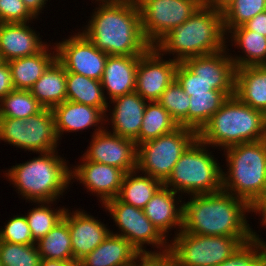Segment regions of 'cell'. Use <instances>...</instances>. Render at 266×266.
Segmentation results:
<instances>
[{"label": "cell", "mask_w": 266, "mask_h": 266, "mask_svg": "<svg viewBox=\"0 0 266 266\" xmlns=\"http://www.w3.org/2000/svg\"><path fill=\"white\" fill-rule=\"evenodd\" d=\"M136 169L125 173L117 198L126 204L143 209L164 185L162 181Z\"/></svg>", "instance_id": "f1b7e54d"}, {"label": "cell", "mask_w": 266, "mask_h": 266, "mask_svg": "<svg viewBox=\"0 0 266 266\" xmlns=\"http://www.w3.org/2000/svg\"><path fill=\"white\" fill-rule=\"evenodd\" d=\"M226 34H228L226 35V43L232 41L234 43L232 46L244 53L242 56H238L229 52L236 68L266 65V37L248 30L244 25L233 28Z\"/></svg>", "instance_id": "4316f807"}, {"label": "cell", "mask_w": 266, "mask_h": 266, "mask_svg": "<svg viewBox=\"0 0 266 266\" xmlns=\"http://www.w3.org/2000/svg\"><path fill=\"white\" fill-rule=\"evenodd\" d=\"M196 138L195 130L178 126L169 133L139 144L136 169L164 183L182 153Z\"/></svg>", "instance_id": "9c48e42d"}, {"label": "cell", "mask_w": 266, "mask_h": 266, "mask_svg": "<svg viewBox=\"0 0 266 266\" xmlns=\"http://www.w3.org/2000/svg\"><path fill=\"white\" fill-rule=\"evenodd\" d=\"M29 23H0V56L3 61L34 55L48 44Z\"/></svg>", "instance_id": "7402d4cb"}, {"label": "cell", "mask_w": 266, "mask_h": 266, "mask_svg": "<svg viewBox=\"0 0 266 266\" xmlns=\"http://www.w3.org/2000/svg\"><path fill=\"white\" fill-rule=\"evenodd\" d=\"M43 108L29 90L14 89L0 101V117L24 120Z\"/></svg>", "instance_id": "e575fe53"}, {"label": "cell", "mask_w": 266, "mask_h": 266, "mask_svg": "<svg viewBox=\"0 0 266 266\" xmlns=\"http://www.w3.org/2000/svg\"><path fill=\"white\" fill-rule=\"evenodd\" d=\"M142 32L154 46L171 29L183 24L201 6L202 0H136Z\"/></svg>", "instance_id": "7c38bea8"}, {"label": "cell", "mask_w": 266, "mask_h": 266, "mask_svg": "<svg viewBox=\"0 0 266 266\" xmlns=\"http://www.w3.org/2000/svg\"><path fill=\"white\" fill-rule=\"evenodd\" d=\"M44 107L52 109L66 101V70L56 59L29 90Z\"/></svg>", "instance_id": "83f0119b"}, {"label": "cell", "mask_w": 266, "mask_h": 266, "mask_svg": "<svg viewBox=\"0 0 266 266\" xmlns=\"http://www.w3.org/2000/svg\"><path fill=\"white\" fill-rule=\"evenodd\" d=\"M266 11V0H234L224 11V30L243 26L257 14Z\"/></svg>", "instance_id": "8d00e7d4"}, {"label": "cell", "mask_w": 266, "mask_h": 266, "mask_svg": "<svg viewBox=\"0 0 266 266\" xmlns=\"http://www.w3.org/2000/svg\"><path fill=\"white\" fill-rule=\"evenodd\" d=\"M140 56L108 55L100 80L106 99L111 101L135 91L136 70Z\"/></svg>", "instance_id": "603a6c76"}, {"label": "cell", "mask_w": 266, "mask_h": 266, "mask_svg": "<svg viewBox=\"0 0 266 266\" xmlns=\"http://www.w3.org/2000/svg\"><path fill=\"white\" fill-rule=\"evenodd\" d=\"M57 201H38L35 208L29 209L25 215L29 228L31 230L32 238L37 242L40 238L48 234L62 219L65 207L51 208ZM50 204V205H49ZM38 205V206H37Z\"/></svg>", "instance_id": "836d02e7"}, {"label": "cell", "mask_w": 266, "mask_h": 266, "mask_svg": "<svg viewBox=\"0 0 266 266\" xmlns=\"http://www.w3.org/2000/svg\"><path fill=\"white\" fill-rule=\"evenodd\" d=\"M139 253L124 238L110 233L92 252L78 262L79 266H131Z\"/></svg>", "instance_id": "d4e9b609"}, {"label": "cell", "mask_w": 266, "mask_h": 266, "mask_svg": "<svg viewBox=\"0 0 266 266\" xmlns=\"http://www.w3.org/2000/svg\"><path fill=\"white\" fill-rule=\"evenodd\" d=\"M177 194L163 185L143 208L146 217L166 239L170 229L176 228L175 237L183 228V198Z\"/></svg>", "instance_id": "44dd1931"}, {"label": "cell", "mask_w": 266, "mask_h": 266, "mask_svg": "<svg viewBox=\"0 0 266 266\" xmlns=\"http://www.w3.org/2000/svg\"><path fill=\"white\" fill-rule=\"evenodd\" d=\"M57 60L66 72H74L100 81L108 54L100 51L82 32L54 43Z\"/></svg>", "instance_id": "4fadbf2b"}, {"label": "cell", "mask_w": 266, "mask_h": 266, "mask_svg": "<svg viewBox=\"0 0 266 266\" xmlns=\"http://www.w3.org/2000/svg\"><path fill=\"white\" fill-rule=\"evenodd\" d=\"M175 79L181 85L183 91L189 96L215 90L211 84L192 73L182 62L178 63Z\"/></svg>", "instance_id": "b9f144b4"}, {"label": "cell", "mask_w": 266, "mask_h": 266, "mask_svg": "<svg viewBox=\"0 0 266 266\" xmlns=\"http://www.w3.org/2000/svg\"><path fill=\"white\" fill-rule=\"evenodd\" d=\"M158 102L169 112L178 126L188 128L190 96L175 79L162 93Z\"/></svg>", "instance_id": "d590c367"}, {"label": "cell", "mask_w": 266, "mask_h": 266, "mask_svg": "<svg viewBox=\"0 0 266 266\" xmlns=\"http://www.w3.org/2000/svg\"><path fill=\"white\" fill-rule=\"evenodd\" d=\"M223 12L201 6L183 24L171 29L154 47L177 62L226 48ZM175 54V55H174Z\"/></svg>", "instance_id": "3957f363"}, {"label": "cell", "mask_w": 266, "mask_h": 266, "mask_svg": "<svg viewBox=\"0 0 266 266\" xmlns=\"http://www.w3.org/2000/svg\"><path fill=\"white\" fill-rule=\"evenodd\" d=\"M51 110L59 140L64 132H82L96 126L93 135L106 129L104 125L107 114L99 108L66 100Z\"/></svg>", "instance_id": "ffe728a7"}, {"label": "cell", "mask_w": 266, "mask_h": 266, "mask_svg": "<svg viewBox=\"0 0 266 266\" xmlns=\"http://www.w3.org/2000/svg\"><path fill=\"white\" fill-rule=\"evenodd\" d=\"M234 0H202V6L223 12Z\"/></svg>", "instance_id": "c3c4849f"}, {"label": "cell", "mask_w": 266, "mask_h": 266, "mask_svg": "<svg viewBox=\"0 0 266 266\" xmlns=\"http://www.w3.org/2000/svg\"><path fill=\"white\" fill-rule=\"evenodd\" d=\"M52 46L49 43L39 53L8 62L14 89H31L33 84L57 59L56 47Z\"/></svg>", "instance_id": "cb8c5ba5"}, {"label": "cell", "mask_w": 266, "mask_h": 266, "mask_svg": "<svg viewBox=\"0 0 266 266\" xmlns=\"http://www.w3.org/2000/svg\"><path fill=\"white\" fill-rule=\"evenodd\" d=\"M257 235L217 266H266V241Z\"/></svg>", "instance_id": "74e56055"}, {"label": "cell", "mask_w": 266, "mask_h": 266, "mask_svg": "<svg viewBox=\"0 0 266 266\" xmlns=\"http://www.w3.org/2000/svg\"><path fill=\"white\" fill-rule=\"evenodd\" d=\"M70 211V212H69ZM63 218L68 222L72 253L78 263L98 247L111 233L101 219L85 213L82 209L65 210Z\"/></svg>", "instance_id": "ac0fdd59"}, {"label": "cell", "mask_w": 266, "mask_h": 266, "mask_svg": "<svg viewBox=\"0 0 266 266\" xmlns=\"http://www.w3.org/2000/svg\"><path fill=\"white\" fill-rule=\"evenodd\" d=\"M211 148L220 150L245 142L266 139V114L243 103L236 95L229 97L197 133Z\"/></svg>", "instance_id": "5b68a950"}, {"label": "cell", "mask_w": 266, "mask_h": 266, "mask_svg": "<svg viewBox=\"0 0 266 266\" xmlns=\"http://www.w3.org/2000/svg\"><path fill=\"white\" fill-rule=\"evenodd\" d=\"M247 213V215H246ZM250 204L226 191L183 200L182 231L205 236L255 237L247 220Z\"/></svg>", "instance_id": "7a4b0ae2"}, {"label": "cell", "mask_w": 266, "mask_h": 266, "mask_svg": "<svg viewBox=\"0 0 266 266\" xmlns=\"http://www.w3.org/2000/svg\"><path fill=\"white\" fill-rule=\"evenodd\" d=\"M250 212L261 216L260 225L266 227V183L261 191V193L255 198V200L250 204Z\"/></svg>", "instance_id": "f6af8a7d"}, {"label": "cell", "mask_w": 266, "mask_h": 266, "mask_svg": "<svg viewBox=\"0 0 266 266\" xmlns=\"http://www.w3.org/2000/svg\"><path fill=\"white\" fill-rule=\"evenodd\" d=\"M228 98L225 92L219 90L192 94L188 110V128L198 133Z\"/></svg>", "instance_id": "1f68e13d"}, {"label": "cell", "mask_w": 266, "mask_h": 266, "mask_svg": "<svg viewBox=\"0 0 266 266\" xmlns=\"http://www.w3.org/2000/svg\"><path fill=\"white\" fill-rule=\"evenodd\" d=\"M39 266H79L77 262H64L61 260L41 259Z\"/></svg>", "instance_id": "681fc988"}, {"label": "cell", "mask_w": 266, "mask_h": 266, "mask_svg": "<svg viewBox=\"0 0 266 266\" xmlns=\"http://www.w3.org/2000/svg\"><path fill=\"white\" fill-rule=\"evenodd\" d=\"M41 255L36 244L22 245L0 241L2 266H39Z\"/></svg>", "instance_id": "f35d334b"}, {"label": "cell", "mask_w": 266, "mask_h": 266, "mask_svg": "<svg viewBox=\"0 0 266 266\" xmlns=\"http://www.w3.org/2000/svg\"><path fill=\"white\" fill-rule=\"evenodd\" d=\"M235 95L266 114V65L236 68Z\"/></svg>", "instance_id": "484cf974"}, {"label": "cell", "mask_w": 266, "mask_h": 266, "mask_svg": "<svg viewBox=\"0 0 266 266\" xmlns=\"http://www.w3.org/2000/svg\"><path fill=\"white\" fill-rule=\"evenodd\" d=\"M254 237L205 236L181 231L169 240L176 266H217Z\"/></svg>", "instance_id": "ba28073f"}, {"label": "cell", "mask_w": 266, "mask_h": 266, "mask_svg": "<svg viewBox=\"0 0 266 266\" xmlns=\"http://www.w3.org/2000/svg\"><path fill=\"white\" fill-rule=\"evenodd\" d=\"M227 50L228 45L219 52L191 57L182 63L215 90L223 91L231 97L235 95L236 67Z\"/></svg>", "instance_id": "e0dca14e"}, {"label": "cell", "mask_w": 266, "mask_h": 266, "mask_svg": "<svg viewBox=\"0 0 266 266\" xmlns=\"http://www.w3.org/2000/svg\"><path fill=\"white\" fill-rule=\"evenodd\" d=\"M82 163L71 167V183L83 184L92 195L98 197L101 205L118 196L125 172L106 164H100L85 160L81 157ZM96 194V195H95Z\"/></svg>", "instance_id": "2e32d148"}, {"label": "cell", "mask_w": 266, "mask_h": 266, "mask_svg": "<svg viewBox=\"0 0 266 266\" xmlns=\"http://www.w3.org/2000/svg\"><path fill=\"white\" fill-rule=\"evenodd\" d=\"M109 212L118 227V232L111 233L124 237L138 253H163L169 250L166 239L144 214L143 209L121 202L117 197L105 202L102 208ZM147 244L159 248L147 251Z\"/></svg>", "instance_id": "8fae6325"}, {"label": "cell", "mask_w": 266, "mask_h": 266, "mask_svg": "<svg viewBox=\"0 0 266 266\" xmlns=\"http://www.w3.org/2000/svg\"><path fill=\"white\" fill-rule=\"evenodd\" d=\"M41 259L76 262L73 258L68 222L63 218L48 234L36 242Z\"/></svg>", "instance_id": "4dcf8cb0"}, {"label": "cell", "mask_w": 266, "mask_h": 266, "mask_svg": "<svg viewBox=\"0 0 266 266\" xmlns=\"http://www.w3.org/2000/svg\"><path fill=\"white\" fill-rule=\"evenodd\" d=\"M177 61L163 59L151 46L139 57L136 70L135 91L146 101H158L163 91L175 80Z\"/></svg>", "instance_id": "5bb4252c"}, {"label": "cell", "mask_w": 266, "mask_h": 266, "mask_svg": "<svg viewBox=\"0 0 266 266\" xmlns=\"http://www.w3.org/2000/svg\"><path fill=\"white\" fill-rule=\"evenodd\" d=\"M14 90L11 71L8 62L0 63V101L11 91Z\"/></svg>", "instance_id": "ee69618b"}, {"label": "cell", "mask_w": 266, "mask_h": 266, "mask_svg": "<svg viewBox=\"0 0 266 266\" xmlns=\"http://www.w3.org/2000/svg\"><path fill=\"white\" fill-rule=\"evenodd\" d=\"M106 129L91 135L92 139L86 152L85 160L106 164L122 169L125 173L136 170L137 146L129 138L113 134Z\"/></svg>", "instance_id": "9a60e30c"}, {"label": "cell", "mask_w": 266, "mask_h": 266, "mask_svg": "<svg viewBox=\"0 0 266 266\" xmlns=\"http://www.w3.org/2000/svg\"><path fill=\"white\" fill-rule=\"evenodd\" d=\"M1 140L36 154L57 150L59 138L52 110L43 108L24 120L0 117Z\"/></svg>", "instance_id": "30bf717a"}, {"label": "cell", "mask_w": 266, "mask_h": 266, "mask_svg": "<svg viewBox=\"0 0 266 266\" xmlns=\"http://www.w3.org/2000/svg\"><path fill=\"white\" fill-rule=\"evenodd\" d=\"M244 26L253 32L262 34L266 37V11L257 14L251 20L244 24Z\"/></svg>", "instance_id": "bcb514c9"}, {"label": "cell", "mask_w": 266, "mask_h": 266, "mask_svg": "<svg viewBox=\"0 0 266 266\" xmlns=\"http://www.w3.org/2000/svg\"><path fill=\"white\" fill-rule=\"evenodd\" d=\"M37 19L22 0H0V23H24Z\"/></svg>", "instance_id": "60d3db41"}, {"label": "cell", "mask_w": 266, "mask_h": 266, "mask_svg": "<svg viewBox=\"0 0 266 266\" xmlns=\"http://www.w3.org/2000/svg\"><path fill=\"white\" fill-rule=\"evenodd\" d=\"M0 241L30 245L36 244L25 215H15L0 229Z\"/></svg>", "instance_id": "ab89813d"}, {"label": "cell", "mask_w": 266, "mask_h": 266, "mask_svg": "<svg viewBox=\"0 0 266 266\" xmlns=\"http://www.w3.org/2000/svg\"><path fill=\"white\" fill-rule=\"evenodd\" d=\"M94 1V0H92ZM91 19L80 30L108 55H142L151 45L145 39L136 0H95Z\"/></svg>", "instance_id": "6da1fadb"}, {"label": "cell", "mask_w": 266, "mask_h": 266, "mask_svg": "<svg viewBox=\"0 0 266 266\" xmlns=\"http://www.w3.org/2000/svg\"><path fill=\"white\" fill-rule=\"evenodd\" d=\"M208 147L197 137L182 153L164 186L181 196L221 191L223 169Z\"/></svg>", "instance_id": "52a82bcc"}, {"label": "cell", "mask_w": 266, "mask_h": 266, "mask_svg": "<svg viewBox=\"0 0 266 266\" xmlns=\"http://www.w3.org/2000/svg\"><path fill=\"white\" fill-rule=\"evenodd\" d=\"M66 100L101 109L108 113L101 81L74 72H66Z\"/></svg>", "instance_id": "f546056e"}, {"label": "cell", "mask_w": 266, "mask_h": 266, "mask_svg": "<svg viewBox=\"0 0 266 266\" xmlns=\"http://www.w3.org/2000/svg\"><path fill=\"white\" fill-rule=\"evenodd\" d=\"M133 266H176V263L173 255L166 251L163 253H139L134 259Z\"/></svg>", "instance_id": "7bdbcfd3"}, {"label": "cell", "mask_w": 266, "mask_h": 266, "mask_svg": "<svg viewBox=\"0 0 266 266\" xmlns=\"http://www.w3.org/2000/svg\"><path fill=\"white\" fill-rule=\"evenodd\" d=\"M27 9L38 19L48 0H22Z\"/></svg>", "instance_id": "7dc6e473"}, {"label": "cell", "mask_w": 266, "mask_h": 266, "mask_svg": "<svg viewBox=\"0 0 266 266\" xmlns=\"http://www.w3.org/2000/svg\"><path fill=\"white\" fill-rule=\"evenodd\" d=\"M113 103L109 116L105 118V122L112 128L113 134L121 137L129 138L135 141L136 146L139 145V131L142 126V120L145 112V106L148 101L144 100L136 91L117 98L112 99L108 103ZM115 105V106H114ZM111 113V114H110ZM110 120V121H108ZM110 122V124H109Z\"/></svg>", "instance_id": "d6986e66"}, {"label": "cell", "mask_w": 266, "mask_h": 266, "mask_svg": "<svg viewBox=\"0 0 266 266\" xmlns=\"http://www.w3.org/2000/svg\"><path fill=\"white\" fill-rule=\"evenodd\" d=\"M38 154L29 161L13 165L4 176L26 202L57 201L71 185V167L57 150Z\"/></svg>", "instance_id": "277c9868"}, {"label": "cell", "mask_w": 266, "mask_h": 266, "mask_svg": "<svg viewBox=\"0 0 266 266\" xmlns=\"http://www.w3.org/2000/svg\"><path fill=\"white\" fill-rule=\"evenodd\" d=\"M177 127L178 124L158 101L147 102L139 131V144L158 138Z\"/></svg>", "instance_id": "d6a6232c"}, {"label": "cell", "mask_w": 266, "mask_h": 266, "mask_svg": "<svg viewBox=\"0 0 266 266\" xmlns=\"http://www.w3.org/2000/svg\"><path fill=\"white\" fill-rule=\"evenodd\" d=\"M227 172L222 171V190L251 204L266 183V139L224 149Z\"/></svg>", "instance_id": "8992f818"}]
</instances>
